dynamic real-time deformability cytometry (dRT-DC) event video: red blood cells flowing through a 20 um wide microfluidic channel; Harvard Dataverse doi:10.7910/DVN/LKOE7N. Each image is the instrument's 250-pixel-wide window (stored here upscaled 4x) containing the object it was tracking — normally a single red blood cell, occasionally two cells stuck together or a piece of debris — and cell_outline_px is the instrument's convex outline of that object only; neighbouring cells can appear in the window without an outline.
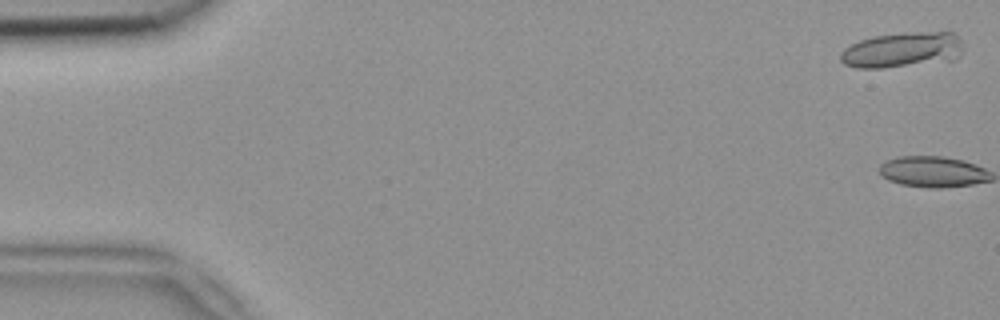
{"species": "common noctule bat (a hibernating species)", "species_latin": "Nyctalus noctula", "temperature_condition": "room temperature", "stored_images_in_passage": 2, "camera_frame_rate_fps": 3000, "um_per_image_px": 0.085, "animal": {"sex": "female", "body_mass_g": 18.4}, "frame": {"image": 1, "passage_image": 1, "time_ms": 0.0, "image_size_px": [1000, 320], "cell_outline_px": [[964, 48], [960, 56], [956, 60], [884, 68], [856, 68], [844, 64], [840, 60], [840, 52], [844, 48], [860, 40], [876, 36], [916, 32], [952, 32], [960, 40]], "centroid_in_image_um": [76.71, 4.26], "position_along_channel_um": 8.3, "area_um2": 25.32}}